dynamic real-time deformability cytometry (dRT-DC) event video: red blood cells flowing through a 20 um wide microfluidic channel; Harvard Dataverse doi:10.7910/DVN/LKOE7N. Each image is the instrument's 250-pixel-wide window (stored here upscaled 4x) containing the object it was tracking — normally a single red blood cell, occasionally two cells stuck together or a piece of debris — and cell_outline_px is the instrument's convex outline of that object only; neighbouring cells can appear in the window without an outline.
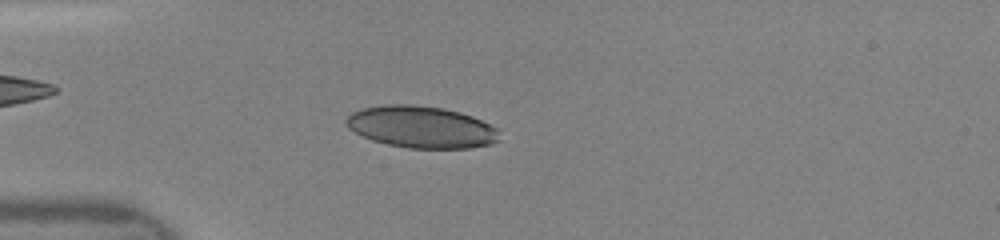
{"species": "human", "species_latin": "Homo sapiens", "temperature_condition": "room temperature", "stored_images_in_passage": 40, "camera_frame_rate_fps": 3000, "um_per_image_px": 0.085, "donor": {"sex": "female"}, "frame": {"image": 1, "passage_image": 10, "time_ms": 3.0, "image_size_px": [1000, 240], "cell_outline_px": [[500, 140], [492, 144], [468, 148], [408, 148], [388, 144], [372, 140], [348, 128], [344, 120], [352, 112], [360, 108], [384, 104], [412, 104], [444, 108], [460, 112], [472, 116], [496, 128]], "centroid_in_image_um": [35.78, 10.78], "position_along_channel_um": 49.2, "area_um2": 37.4}}
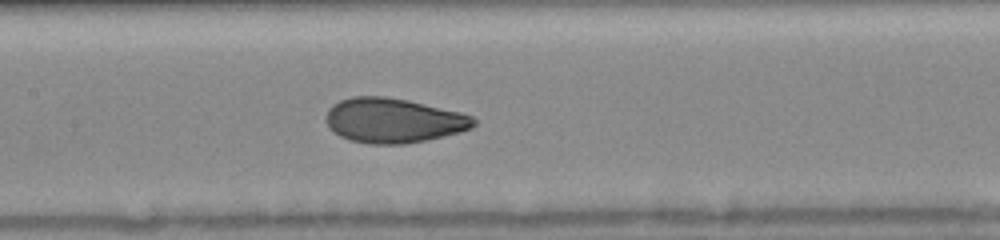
{"frame": {"image": 2, "passage_image": 20, "time_ms": 6.333, "image_size_px": [1000, 240], "cell_outline_px": [[476, 124], [472, 128], [460, 132], [444, 136], [404, 144], [368, 144], [352, 140], [340, 136], [328, 128], [324, 116], [328, 108], [332, 104], [340, 100], [352, 96], [384, 96], [408, 100], [460, 112], [472, 116], [476, 120]], "centroid_in_image_um": [33.4, 10.23], "position_along_channel_um": 174.0, "area_um2": 38.67}}
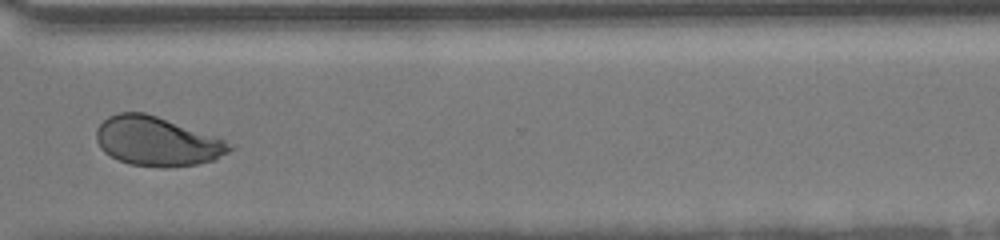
{"frame": {"image": 3, "passage_image": 33, "time_ms": 10.667, "image_size_px": [1000, 240], "cell_outline_px": [[236, 148], [216, 160], [196, 164], [168, 168], [160, 168], [128, 164], [116, 160], [104, 152], [100, 148], [96, 140], [96, 128], [108, 116], [120, 112], [144, 112], [156, 116], [236, 144]], "centroid_in_image_um": [13.35, 12.04], "position_along_channel_um": 357.3, "area_um2": 38.49}}